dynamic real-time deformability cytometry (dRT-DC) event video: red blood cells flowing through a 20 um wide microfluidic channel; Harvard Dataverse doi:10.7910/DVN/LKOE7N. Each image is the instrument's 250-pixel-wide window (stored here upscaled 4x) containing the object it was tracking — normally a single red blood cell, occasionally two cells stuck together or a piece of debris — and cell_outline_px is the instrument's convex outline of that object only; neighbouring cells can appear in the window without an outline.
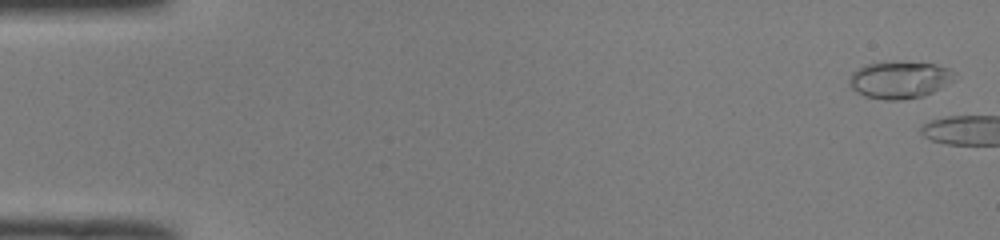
{"species": "common noctule bat (a hibernating species)", "species_latin": "Nyctalus noctula", "temperature_condition": "room temperature", "stored_images_in_passage": 5, "camera_frame_rate_fps": 3000, "um_per_image_px": 0.085, "animal": {"sex": "male", "body_mass_g": 19.0, "forearm_length_mm": 50.8}, "frame": {"image": 1, "passage_image": 2, "time_ms": 0.333, "image_size_px": [1000, 240], "cell_outline_px": [[956, 72], [944, 84], [932, 92], [924, 96], [900, 100], [884, 100], [864, 96], [856, 92], [848, 84], [848, 80], [852, 72], [868, 64], [936, 64], [948, 68]], "centroid_in_image_um": [76.39, 6.83], "position_along_channel_um": 8.6, "area_um2": 21.79}}